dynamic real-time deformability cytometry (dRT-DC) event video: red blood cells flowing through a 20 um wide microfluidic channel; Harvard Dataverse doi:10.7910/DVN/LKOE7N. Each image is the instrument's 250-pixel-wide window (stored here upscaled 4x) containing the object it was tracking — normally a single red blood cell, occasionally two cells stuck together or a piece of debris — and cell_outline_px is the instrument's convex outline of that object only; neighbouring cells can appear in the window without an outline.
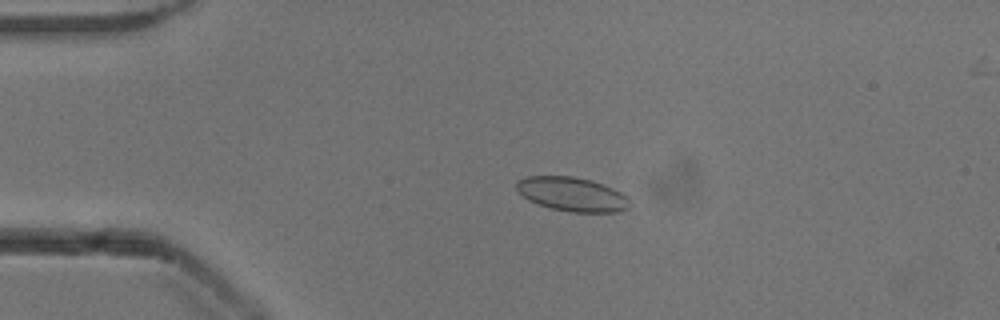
{"species": "common noctule bat (a hibernating species)", "species_latin": "Nyctalus noctula", "temperature_condition": "cold", "stored_images_in_passage": 53, "camera_frame_rate_fps": 3000, "um_per_image_px": 0.085, "animal": {"sex": "male", "body_mass_g": 13.3}, "frame": {"image": 1, "passage_image": 12, "time_ms": 3.667, "image_size_px": [1000, 320], "cell_outline_px": [[628, 208], [616, 212], [572, 212], [552, 208], [536, 204], [528, 200], [516, 188], [516, 180], [528, 176], [572, 176], [592, 180], [612, 188], [628, 196]], "centroid_in_image_um": [48.6, 16.5], "position_along_channel_um": 36.4, "area_um2": 22.37}}
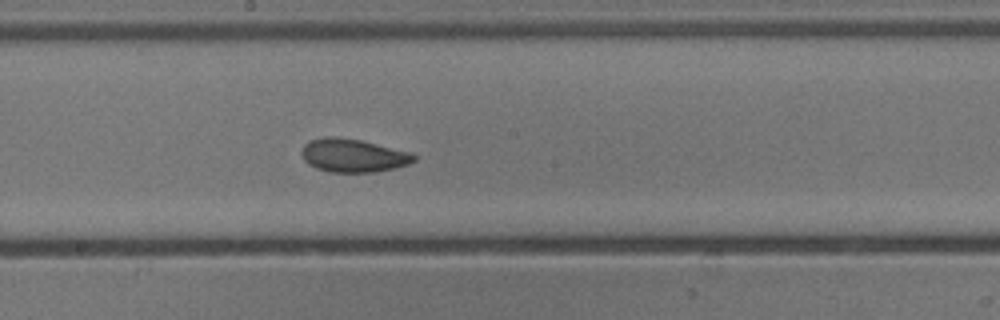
{"frame": {"image": 2, "passage_image": 29, "time_ms": 9.333, "image_size_px": [1000, 320], "cell_outline_px": [[416, 160], [408, 164], [396, 168], [372, 172], [328, 172], [316, 168], [308, 164], [304, 160], [304, 144], [308, 140], [328, 136], [332, 136], [360, 140], [412, 152], [416, 156]], "centroid_in_image_um": [30.05, 13.22], "position_along_channel_um": 218.2, "area_um2": 21.73}}
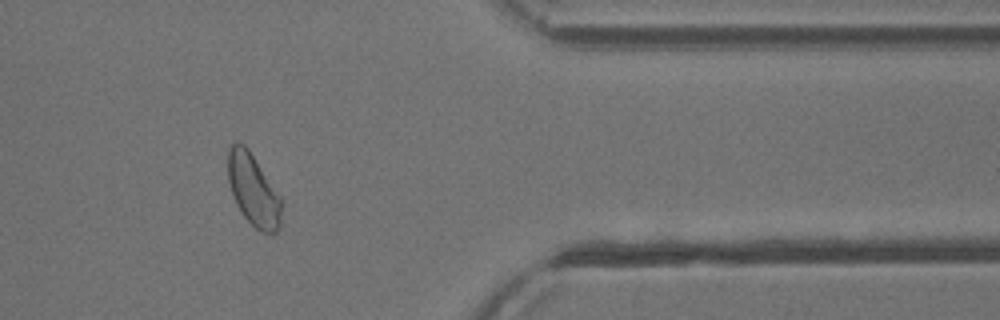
{"frame": {"image": 3, "passage_image": 44, "time_ms": 14.333, "image_size_px": [1000, 320], "cell_outline_px": [[284, 200], [280, 224], [276, 232], [260, 232], [244, 216], [236, 204], [228, 180], [228, 148], [236, 140], [244, 144], [248, 148]], "centroid_in_image_um": [21.56, 16.13], "position_along_channel_um": 389.8, "area_um2": 22.66}, "authors_computed_cell_mechanics": {"area_um2": 22.3108, "velocity_mm_per_s": 3.8812, "shape_relaxation_time_tau1_ms": 6.2464, "shape_relaxation_time_tau2_ms": 2.3738, "deformation_change_tau1": 0.0893, "deformation_change_tau2": 0.0734}}